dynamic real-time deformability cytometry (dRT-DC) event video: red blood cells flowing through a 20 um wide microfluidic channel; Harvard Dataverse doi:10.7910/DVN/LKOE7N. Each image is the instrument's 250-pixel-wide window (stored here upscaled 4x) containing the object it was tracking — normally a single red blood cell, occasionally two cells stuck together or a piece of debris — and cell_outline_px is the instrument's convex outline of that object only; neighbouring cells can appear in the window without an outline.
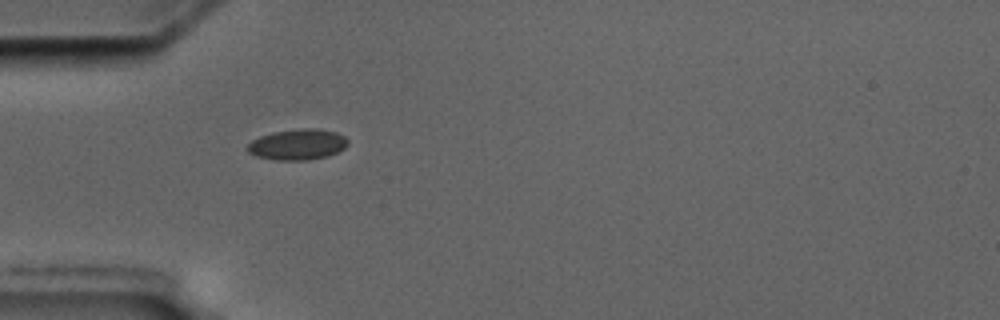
{"species": "common noctule bat (a hibernating species)", "species_latin": "Nyctalus noctula", "temperature_condition": "cold", "stored_images_in_passage": 3, "camera_frame_rate_fps": 3000, "um_per_image_px": 0.085, "animal": {"sex": "male", "body_mass_g": 17.5, "forearm_length_mm": 52.3}, "frame": {"image": 1, "passage_image": 1, "time_ms": 0.0, "image_size_px": [1000, 320], "cell_outline_px": [[348, 144], [344, 148], [328, 156], [308, 160], [276, 160], [256, 156], [248, 152], [244, 148], [252, 140], [260, 136], [272, 132], [300, 128], [316, 128], [336, 132], [344, 136], [348, 140]], "centroid_in_image_um": [25.27, 12.28], "position_along_channel_um": 59.7, "area_um2": 18.15}}
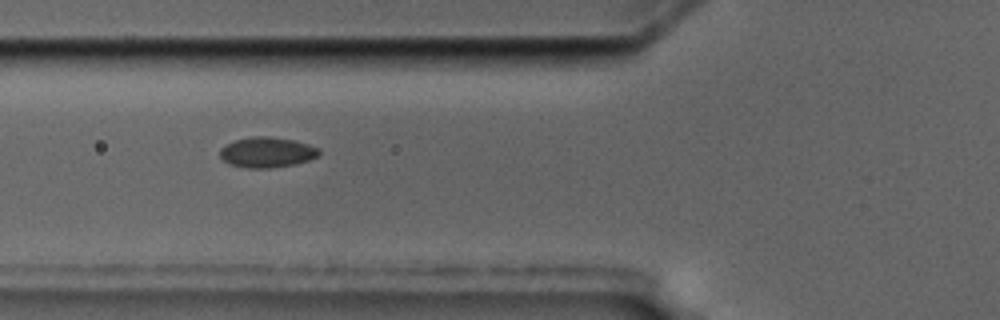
{"frame": {"image": 2, "passage_image": 2, "time_ms": 1.333, "image_size_px": [1000, 320], "cell_outline_px": [[320, 156], [296, 164], [268, 168], [244, 168], [228, 164], [220, 156], [220, 148], [224, 144], [232, 140], [248, 136], [268, 136], [296, 140], [320, 148]], "centroid_in_image_um": [22.67, 12.93], "position_along_channel_um": 103.1, "area_um2": 17.98}}
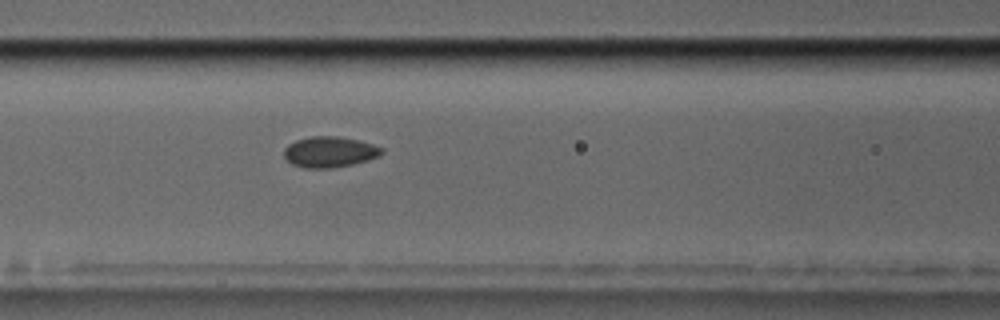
{"frame": {"image": 3, "passage_image": 3, "time_ms": 2.333, "image_size_px": [1000, 320], "cell_outline_px": [[384, 152], [380, 156], [368, 160], [352, 164], [332, 168], [304, 168], [292, 164], [284, 156], [284, 148], [288, 144], [296, 140], [312, 136], [340, 136], [372, 144], [384, 148]], "centroid_in_image_um": [28.02, 12.91], "position_along_channel_um": 138.6, "area_um2": 17.57}}